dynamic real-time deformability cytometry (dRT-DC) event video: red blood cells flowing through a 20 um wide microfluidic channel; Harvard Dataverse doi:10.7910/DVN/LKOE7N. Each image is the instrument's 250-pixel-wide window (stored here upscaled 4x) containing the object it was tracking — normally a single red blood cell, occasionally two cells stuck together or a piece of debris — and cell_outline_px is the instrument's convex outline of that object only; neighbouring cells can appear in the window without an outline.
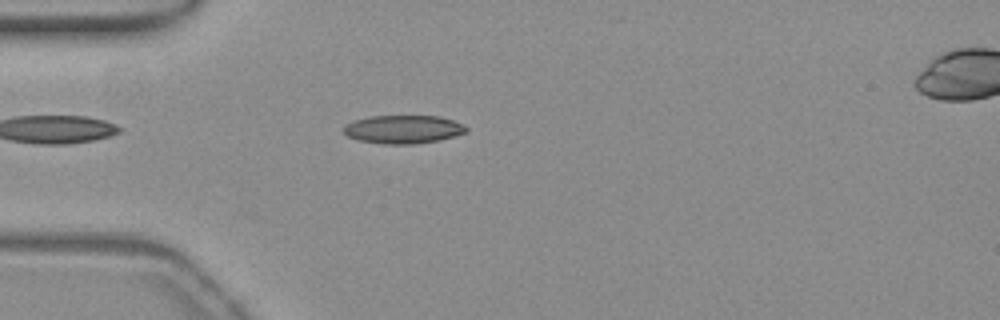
{"species": "common noctule bat (a hibernating species)", "species_latin": "Nyctalus noctula", "temperature_condition": "warm", "stored_images_in_passage": 23, "camera_frame_rate_fps": 3000, "um_per_image_px": 0.085, "animal": {"sex": "female", "body_mass_g": 19.3, "forearm_length_mm": 54.1}, "frame": {"image": 1, "passage_image": 1, "time_ms": 0.0, "image_size_px": [1000, 320], "cell_outline_px": [[468, 132], [440, 140], [412, 144], [384, 144], [360, 140], [348, 136], [344, 132], [344, 128], [352, 120], [368, 116], [440, 116], [464, 124], [468, 128]], "centroid_in_image_um": [34.31, 10.98], "position_along_channel_um": 50.7, "area_um2": 20.23}}
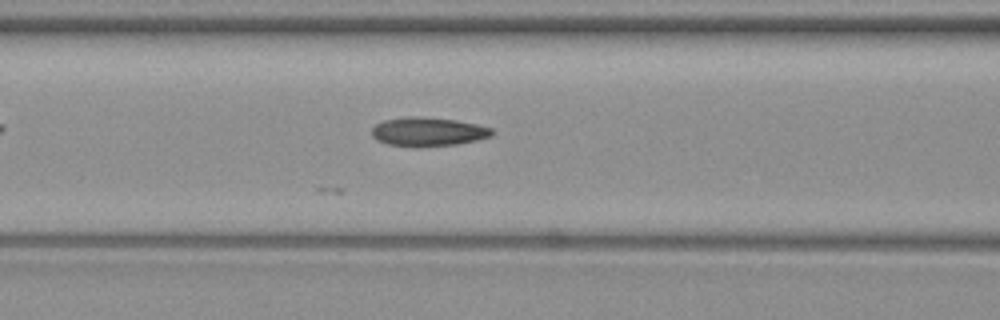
{"frame": {"image": 2, "passage_image": 8, "time_ms": 2.333, "image_size_px": [1000, 320], "cell_outline_px": [[492, 136], [476, 140], [456, 144], [420, 148], [412, 148], [388, 144], [376, 140], [372, 136], [372, 128], [376, 124], [384, 120], [404, 116], [420, 116], [456, 120], [476, 124], [492, 128]], "centroid_in_image_um": [36.34, 11.21], "position_along_channel_um": 130.3, "area_um2": 20.58}}
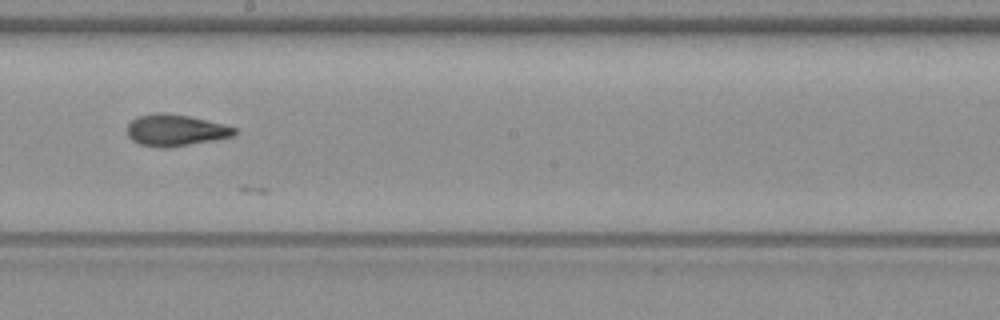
{"frame": {"image": 3, "passage_image": 16, "time_ms": 5.0, "image_size_px": [1000, 320], "cell_outline_px": [[240, 132], [236, 136], [216, 140], [168, 148], [160, 148], [140, 144], [132, 140], [128, 136], [128, 124], [132, 120], [140, 116], [156, 112], [168, 112], [188, 116], [224, 124], [236, 128]], "centroid_in_image_um": [14.97, 11.07], "position_along_channel_um": 233.2, "area_um2": 20.0}}